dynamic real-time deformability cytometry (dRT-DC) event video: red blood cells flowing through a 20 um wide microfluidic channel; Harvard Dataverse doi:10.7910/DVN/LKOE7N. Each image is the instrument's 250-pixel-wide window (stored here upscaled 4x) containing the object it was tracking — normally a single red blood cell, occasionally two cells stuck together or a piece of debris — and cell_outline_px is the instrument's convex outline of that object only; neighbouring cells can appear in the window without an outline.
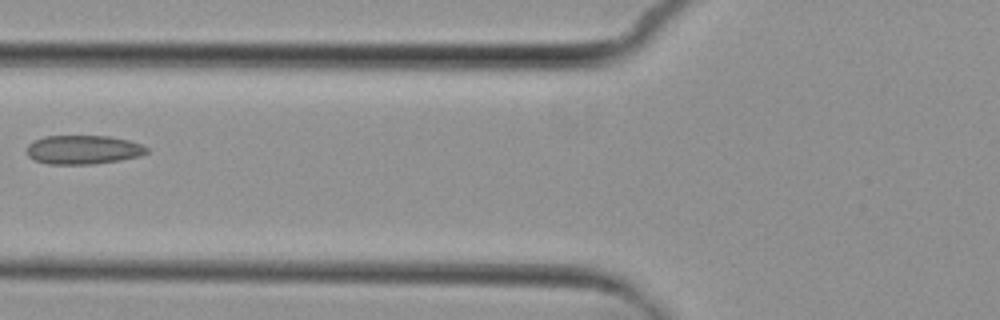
{"species": "common noctule bat (a hibernating species)", "species_latin": "Nyctalus noctula", "temperature_condition": "cold", "stored_images_in_passage": 9, "camera_frame_rate_fps": 3000, "um_per_image_px": 0.085, "animal": {"sex": "female", "body_mass_g": 29.2, "forearm_length_mm": 56.3}, "frame": {"image": 1, "passage_image": 7, "time_ms": 7.0, "image_size_px": [1000, 320], "cell_outline_px": [[148, 152], [140, 156], [120, 160], [92, 164], [48, 164], [36, 160], [28, 156], [28, 144], [32, 140], [44, 136], [108, 136], [128, 140], [140, 144], [148, 148]], "centroid_in_image_um": [7.06, 12.72], "position_along_channel_um": 118.7, "area_um2": 20.17}}
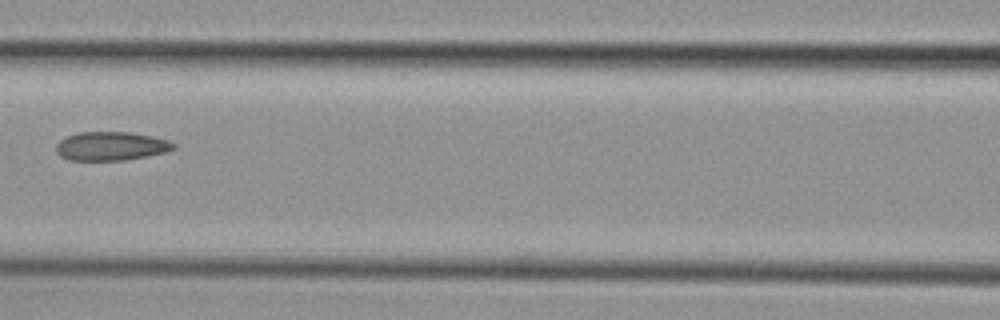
{"frame": {"image": 2, "passage_image": 8, "time_ms": 8.0, "image_size_px": [1000, 320], "cell_outline_px": [[176, 148], [168, 152], [124, 160], [68, 160], [60, 156], [56, 152], [56, 144], [60, 140], [76, 132], [132, 132], [152, 136], [168, 140], [176, 144]], "centroid_in_image_um": [9.45, 12.42], "position_along_channel_um": 157.2, "area_um2": 19.83}}
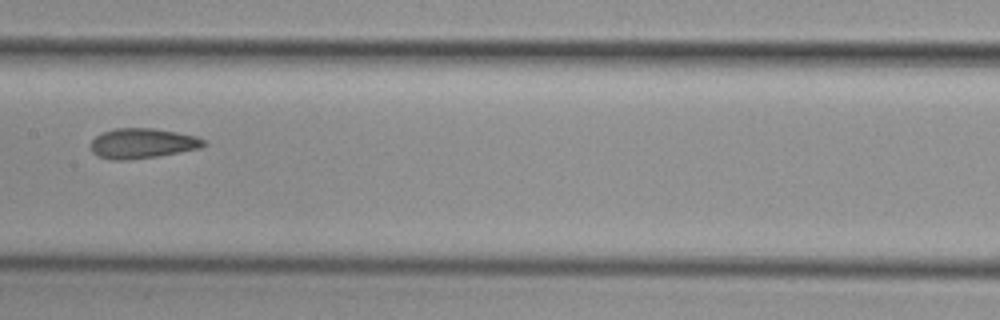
{"frame": {"image": 3, "passage_image": 9, "time_ms": 9.0, "image_size_px": [1000, 320], "cell_outline_px": [[208, 144], [200, 148], [180, 152], [156, 156], [124, 160], [112, 160], [96, 156], [92, 152], [92, 140], [96, 136], [104, 132], [116, 128], [152, 128], [176, 132], [196, 136], [204, 140]], "centroid_in_image_um": [12.11, 12.19], "position_along_channel_um": 195.3, "area_um2": 19.65}}